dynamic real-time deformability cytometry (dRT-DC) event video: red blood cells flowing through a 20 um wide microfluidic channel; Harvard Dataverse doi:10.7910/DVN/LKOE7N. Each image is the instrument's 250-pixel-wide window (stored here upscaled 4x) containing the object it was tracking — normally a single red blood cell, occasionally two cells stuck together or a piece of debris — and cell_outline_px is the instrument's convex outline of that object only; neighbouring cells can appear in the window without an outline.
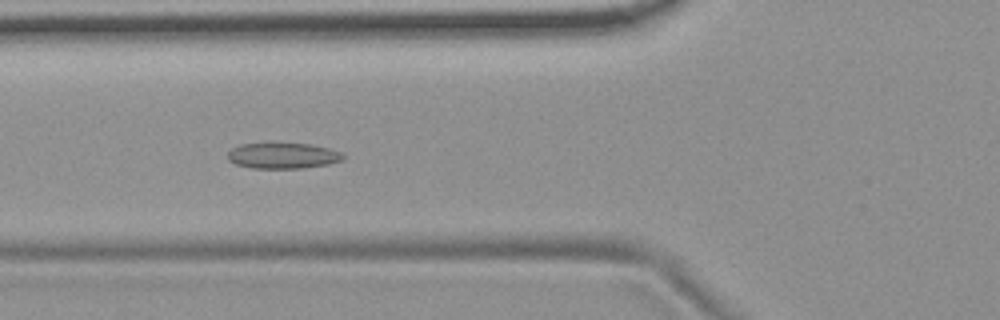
{"species": "common noctule bat (a hibernating species)", "species_latin": "Nyctalus noctula", "temperature_condition": "room temperature", "stored_images_in_passage": 37, "camera_frame_rate_fps": 3000, "um_per_image_px": 0.085, "animal": {"sex": "female", "body_mass_g": 19.9}, "frame": {"image": 1, "passage_image": 3, "time_ms": 0.667, "image_size_px": [1000, 320], "cell_outline_px": [[344, 156], [340, 160], [328, 164], [304, 168], [252, 168], [236, 164], [228, 160], [228, 152], [232, 148], [240, 144], [272, 140], [312, 144], [344, 152]], "centroid_in_image_um": [24.01, 13.17], "position_along_channel_um": 101.8, "area_um2": 18.21}}
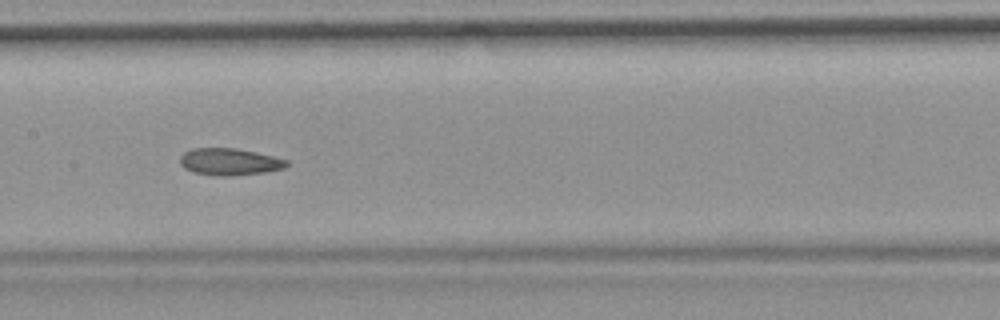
{"frame": {"image": 2, "passage_image": 10, "time_ms": 3.0, "image_size_px": [1000, 320], "cell_outline_px": [[288, 164], [284, 168], [264, 172], [228, 176], [220, 176], [196, 172], [184, 168], [180, 164], [180, 156], [184, 152], [192, 148], [236, 148], [256, 152], [288, 160]], "centroid_in_image_um": [19.5, 13.74], "position_along_channel_um": 187.9, "area_um2": 16.59}}
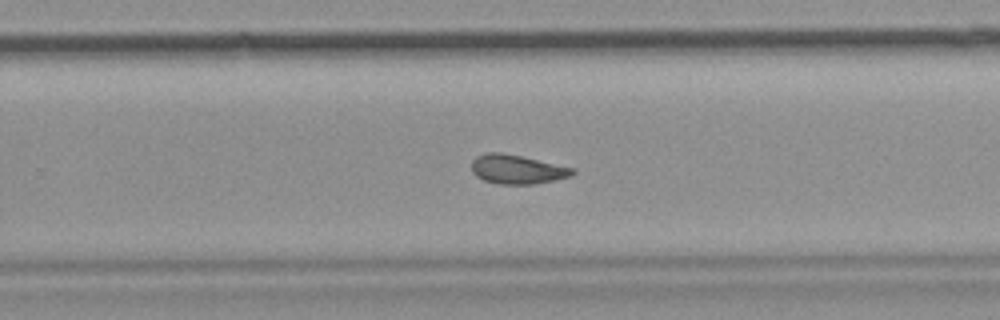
{"frame": {"image": 3, "passage_image": 18, "time_ms": 5.667, "image_size_px": [1000, 320], "cell_outline_px": [[576, 172], [572, 176], [532, 184], [500, 184], [484, 180], [476, 176], [472, 172], [472, 160], [476, 156], [488, 152], [500, 152], [520, 156], [576, 168]], "centroid_in_image_um": [43.96, 14.39], "position_along_channel_um": 285.8, "area_um2": 17.05}}